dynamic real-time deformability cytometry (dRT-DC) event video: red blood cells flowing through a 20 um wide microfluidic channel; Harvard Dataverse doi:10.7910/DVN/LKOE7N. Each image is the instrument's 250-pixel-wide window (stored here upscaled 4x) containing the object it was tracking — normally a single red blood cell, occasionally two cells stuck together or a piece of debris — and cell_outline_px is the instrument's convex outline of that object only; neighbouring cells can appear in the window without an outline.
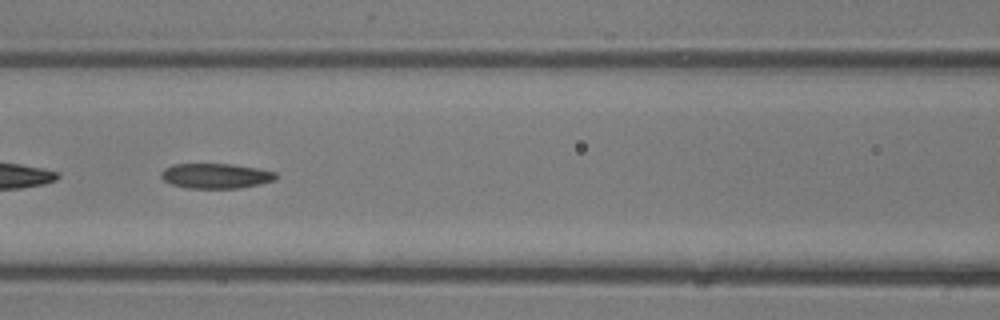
{"species": "common noctule bat (a hibernating species)", "species_latin": "Nyctalus noctula", "temperature_condition": "room temperature", "stored_images_in_passage": 38, "camera_frame_rate_fps": 3000, "um_per_image_px": 0.085, "animal": {"sex": "male", "body_mass_g": 13.3}, "frame": {"image": 1, "passage_image": 17, "time_ms": 5.333, "image_size_px": [1000, 320], "cell_outline_px": [[276, 180], [260, 184], [240, 188], [188, 188], [172, 184], [164, 180], [160, 176], [160, 172], [164, 168], [172, 164], [232, 164], [256, 168], [276, 172]], "centroid_in_image_um": [18.33, 14.95], "position_along_channel_um": 148.3, "area_um2": 16.76}}
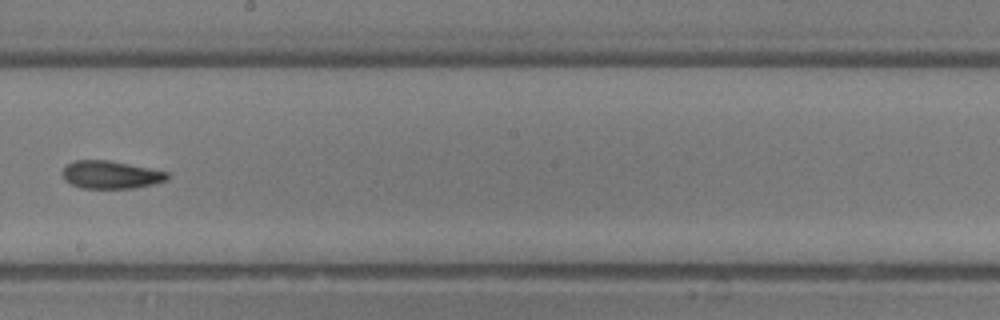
{"frame": {"image": 2, "passage_image": 22, "time_ms": 7.0, "image_size_px": [1000, 320], "cell_outline_px": [[168, 180], [136, 188], [80, 188], [64, 180], [64, 168], [68, 164], [76, 160], [108, 160], [168, 172]], "centroid_in_image_um": [9.42, 14.86], "position_along_channel_um": 238.8, "area_um2": 16.76}}
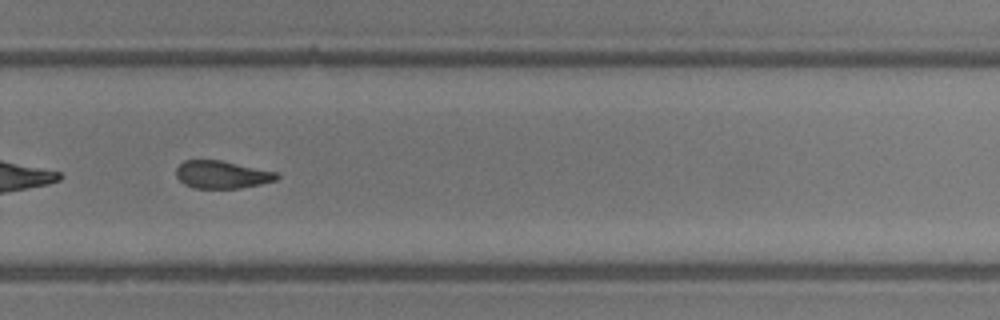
{"frame": {"image": 3, "passage_image": 26, "time_ms": 8.333, "image_size_px": [1000, 320], "cell_outline_px": [[280, 176], [276, 180], [260, 184], [240, 188], [192, 188], [184, 184], [176, 176], [176, 168], [184, 160], [220, 160], [276, 172]], "centroid_in_image_um": [18.84, 14.84], "position_along_channel_um": 311.0, "area_um2": 16.13}}